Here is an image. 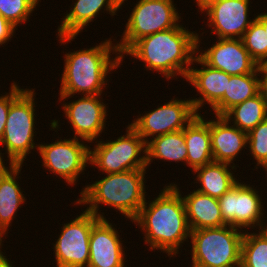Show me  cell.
Listing matches in <instances>:
<instances>
[{"label":"cell","mask_w":267,"mask_h":267,"mask_svg":"<svg viewBox=\"0 0 267 267\" xmlns=\"http://www.w3.org/2000/svg\"><path fill=\"white\" fill-rule=\"evenodd\" d=\"M40 0H0V15L15 28L29 21Z\"/></svg>","instance_id":"f1b7e54d"},{"label":"cell","mask_w":267,"mask_h":267,"mask_svg":"<svg viewBox=\"0 0 267 267\" xmlns=\"http://www.w3.org/2000/svg\"><path fill=\"white\" fill-rule=\"evenodd\" d=\"M254 16L263 25L264 30H267V13L255 14Z\"/></svg>","instance_id":"e575fe53"},{"label":"cell","mask_w":267,"mask_h":267,"mask_svg":"<svg viewBox=\"0 0 267 267\" xmlns=\"http://www.w3.org/2000/svg\"><path fill=\"white\" fill-rule=\"evenodd\" d=\"M266 221H267V219H266ZM257 229H259V232L266 238V240H267V225H266V223H265V221L263 222H261V224H260V226H259V228H257Z\"/></svg>","instance_id":"d590c367"},{"label":"cell","mask_w":267,"mask_h":267,"mask_svg":"<svg viewBox=\"0 0 267 267\" xmlns=\"http://www.w3.org/2000/svg\"><path fill=\"white\" fill-rule=\"evenodd\" d=\"M16 30L17 28L0 15V46L4 47L3 44L9 43Z\"/></svg>","instance_id":"1f68e13d"},{"label":"cell","mask_w":267,"mask_h":267,"mask_svg":"<svg viewBox=\"0 0 267 267\" xmlns=\"http://www.w3.org/2000/svg\"><path fill=\"white\" fill-rule=\"evenodd\" d=\"M252 186L243 181L238 182L218 198L226 225L245 231L249 228L254 230L256 227L259 228L264 218H267L264 214L262 194L260 196L257 187Z\"/></svg>","instance_id":"7c38bea8"},{"label":"cell","mask_w":267,"mask_h":267,"mask_svg":"<svg viewBox=\"0 0 267 267\" xmlns=\"http://www.w3.org/2000/svg\"><path fill=\"white\" fill-rule=\"evenodd\" d=\"M174 182L165 185L154 200L145 201L131 221L141 228L149 250H160L170 256L179 254L191 230L188 225L182 193Z\"/></svg>","instance_id":"6da1fadb"},{"label":"cell","mask_w":267,"mask_h":267,"mask_svg":"<svg viewBox=\"0 0 267 267\" xmlns=\"http://www.w3.org/2000/svg\"><path fill=\"white\" fill-rule=\"evenodd\" d=\"M105 39L93 47L66 52L65 56H62L64 69L58 99L68 101L80 93L81 96L102 95L106 85H109L108 74L123 65L116 43H112L111 38ZM113 54L116 55L114 58Z\"/></svg>","instance_id":"3957f363"},{"label":"cell","mask_w":267,"mask_h":267,"mask_svg":"<svg viewBox=\"0 0 267 267\" xmlns=\"http://www.w3.org/2000/svg\"><path fill=\"white\" fill-rule=\"evenodd\" d=\"M193 62L201 64V68L191 66L186 81L202 96L191 97L194 109L200 114L199 109H202L204 104L207 103L212 108L223 97L227 87V73L210 67L197 54Z\"/></svg>","instance_id":"ac0fdd59"},{"label":"cell","mask_w":267,"mask_h":267,"mask_svg":"<svg viewBox=\"0 0 267 267\" xmlns=\"http://www.w3.org/2000/svg\"><path fill=\"white\" fill-rule=\"evenodd\" d=\"M182 198L191 231L226 225L223 221L218 198L202 194L195 189L187 195H182Z\"/></svg>","instance_id":"7402d4cb"},{"label":"cell","mask_w":267,"mask_h":267,"mask_svg":"<svg viewBox=\"0 0 267 267\" xmlns=\"http://www.w3.org/2000/svg\"><path fill=\"white\" fill-rule=\"evenodd\" d=\"M101 95H84L73 102H65L61 105L66 119L75 134L73 137L91 143L104 133L107 119L108 104L104 103ZM103 101V102H102ZM65 102V103H64ZM78 136V137H77Z\"/></svg>","instance_id":"4fadbf2b"},{"label":"cell","mask_w":267,"mask_h":267,"mask_svg":"<svg viewBox=\"0 0 267 267\" xmlns=\"http://www.w3.org/2000/svg\"><path fill=\"white\" fill-rule=\"evenodd\" d=\"M241 39L249 55L263 65L267 61V30L263 25L255 18Z\"/></svg>","instance_id":"83f0119b"},{"label":"cell","mask_w":267,"mask_h":267,"mask_svg":"<svg viewBox=\"0 0 267 267\" xmlns=\"http://www.w3.org/2000/svg\"><path fill=\"white\" fill-rule=\"evenodd\" d=\"M241 267H267V240L258 231L244 230L241 244Z\"/></svg>","instance_id":"4316f807"},{"label":"cell","mask_w":267,"mask_h":267,"mask_svg":"<svg viewBox=\"0 0 267 267\" xmlns=\"http://www.w3.org/2000/svg\"><path fill=\"white\" fill-rule=\"evenodd\" d=\"M259 94L267 109V70L262 65L259 66Z\"/></svg>","instance_id":"d6a6232c"},{"label":"cell","mask_w":267,"mask_h":267,"mask_svg":"<svg viewBox=\"0 0 267 267\" xmlns=\"http://www.w3.org/2000/svg\"><path fill=\"white\" fill-rule=\"evenodd\" d=\"M82 212L62 224L61 233L53 245L56 267H88L91 230L100 219L87 210Z\"/></svg>","instance_id":"30bf717a"},{"label":"cell","mask_w":267,"mask_h":267,"mask_svg":"<svg viewBox=\"0 0 267 267\" xmlns=\"http://www.w3.org/2000/svg\"><path fill=\"white\" fill-rule=\"evenodd\" d=\"M196 5L198 6V9L201 10L203 7H205L209 2L213 0H195Z\"/></svg>","instance_id":"8d00e7d4"},{"label":"cell","mask_w":267,"mask_h":267,"mask_svg":"<svg viewBox=\"0 0 267 267\" xmlns=\"http://www.w3.org/2000/svg\"><path fill=\"white\" fill-rule=\"evenodd\" d=\"M120 1V7H122V5H124L125 6V1H128V0H119Z\"/></svg>","instance_id":"ab89813d"},{"label":"cell","mask_w":267,"mask_h":267,"mask_svg":"<svg viewBox=\"0 0 267 267\" xmlns=\"http://www.w3.org/2000/svg\"><path fill=\"white\" fill-rule=\"evenodd\" d=\"M200 37L197 34L196 54L210 67L224 71L230 76L259 73V65L249 55L242 39L217 38L213 46L202 50L200 47L202 40L200 39L203 37Z\"/></svg>","instance_id":"9a60e30c"},{"label":"cell","mask_w":267,"mask_h":267,"mask_svg":"<svg viewBox=\"0 0 267 267\" xmlns=\"http://www.w3.org/2000/svg\"><path fill=\"white\" fill-rule=\"evenodd\" d=\"M119 0H76L66 12L57 28V37L61 45L73 41L89 23L94 22L103 12L112 17L120 10ZM109 12V13H108ZM96 18V19H94Z\"/></svg>","instance_id":"e0dca14e"},{"label":"cell","mask_w":267,"mask_h":267,"mask_svg":"<svg viewBox=\"0 0 267 267\" xmlns=\"http://www.w3.org/2000/svg\"><path fill=\"white\" fill-rule=\"evenodd\" d=\"M146 170L134 169L119 173H109L101 180L85 185L80 192V198H77L73 204L75 206L78 204V206H84L86 204L87 208L85 210L93 213L99 219H106L99 207L108 205L132 221L147 198L145 186Z\"/></svg>","instance_id":"277c9868"},{"label":"cell","mask_w":267,"mask_h":267,"mask_svg":"<svg viewBox=\"0 0 267 267\" xmlns=\"http://www.w3.org/2000/svg\"><path fill=\"white\" fill-rule=\"evenodd\" d=\"M91 143H94V147L90 148L89 164L103 174L148 168L146 142L129 124L126 134L116 140H96Z\"/></svg>","instance_id":"52a82bcc"},{"label":"cell","mask_w":267,"mask_h":267,"mask_svg":"<svg viewBox=\"0 0 267 267\" xmlns=\"http://www.w3.org/2000/svg\"><path fill=\"white\" fill-rule=\"evenodd\" d=\"M243 235L244 230L230 225L191 231V267L240 266Z\"/></svg>","instance_id":"8992f818"},{"label":"cell","mask_w":267,"mask_h":267,"mask_svg":"<svg viewBox=\"0 0 267 267\" xmlns=\"http://www.w3.org/2000/svg\"><path fill=\"white\" fill-rule=\"evenodd\" d=\"M174 0H139L129 14L120 41L115 42L122 56L137 40L176 27L181 16Z\"/></svg>","instance_id":"ba28073f"},{"label":"cell","mask_w":267,"mask_h":267,"mask_svg":"<svg viewBox=\"0 0 267 267\" xmlns=\"http://www.w3.org/2000/svg\"><path fill=\"white\" fill-rule=\"evenodd\" d=\"M236 167L229 163L213 161L195 169L192 171L195 174L197 173L194 184L199 183L200 186L198 189L195 188L196 191L211 197L220 198L225 192L241 181L233 173L234 170H237Z\"/></svg>","instance_id":"603a6c76"},{"label":"cell","mask_w":267,"mask_h":267,"mask_svg":"<svg viewBox=\"0 0 267 267\" xmlns=\"http://www.w3.org/2000/svg\"><path fill=\"white\" fill-rule=\"evenodd\" d=\"M210 120L211 150L215 162L233 164L239 153L247 149V133L232 125L225 117ZM230 124V125H229Z\"/></svg>","instance_id":"d6986e66"},{"label":"cell","mask_w":267,"mask_h":267,"mask_svg":"<svg viewBox=\"0 0 267 267\" xmlns=\"http://www.w3.org/2000/svg\"><path fill=\"white\" fill-rule=\"evenodd\" d=\"M23 165H11L0 177V235L5 238L8 236L9 227L17 211L26 202L25 194L19 186V175Z\"/></svg>","instance_id":"ffe728a7"},{"label":"cell","mask_w":267,"mask_h":267,"mask_svg":"<svg viewBox=\"0 0 267 267\" xmlns=\"http://www.w3.org/2000/svg\"><path fill=\"white\" fill-rule=\"evenodd\" d=\"M259 73L230 76L223 97L211 108L214 115L223 116L233 106L259 94Z\"/></svg>","instance_id":"cb8c5ba5"},{"label":"cell","mask_w":267,"mask_h":267,"mask_svg":"<svg viewBox=\"0 0 267 267\" xmlns=\"http://www.w3.org/2000/svg\"><path fill=\"white\" fill-rule=\"evenodd\" d=\"M23 90L17 82L13 81L10 86V92L0 96V141L3 137L10 104Z\"/></svg>","instance_id":"4dcf8cb0"},{"label":"cell","mask_w":267,"mask_h":267,"mask_svg":"<svg viewBox=\"0 0 267 267\" xmlns=\"http://www.w3.org/2000/svg\"><path fill=\"white\" fill-rule=\"evenodd\" d=\"M86 142L75 137L57 139L49 144L40 142L37 152L42 159V166L73 187L80 174H85L90 162V146Z\"/></svg>","instance_id":"9c48e42d"},{"label":"cell","mask_w":267,"mask_h":267,"mask_svg":"<svg viewBox=\"0 0 267 267\" xmlns=\"http://www.w3.org/2000/svg\"><path fill=\"white\" fill-rule=\"evenodd\" d=\"M35 89L27 87L11 102L7 115L3 137L0 141L4 145L5 153L0 151L4 160L7 154L8 165H22L27 155L33 150H38L39 144L34 141L35 132ZM31 150V151H30ZM3 154V155H2Z\"/></svg>","instance_id":"5b68a950"},{"label":"cell","mask_w":267,"mask_h":267,"mask_svg":"<svg viewBox=\"0 0 267 267\" xmlns=\"http://www.w3.org/2000/svg\"><path fill=\"white\" fill-rule=\"evenodd\" d=\"M192 100L173 98L129 124L147 143L151 137L183 130L197 115ZM149 137V138H148Z\"/></svg>","instance_id":"8fae6325"},{"label":"cell","mask_w":267,"mask_h":267,"mask_svg":"<svg viewBox=\"0 0 267 267\" xmlns=\"http://www.w3.org/2000/svg\"><path fill=\"white\" fill-rule=\"evenodd\" d=\"M4 255L5 252L3 253V251L0 250V267H14V265L12 264L13 262H11V259L8 260V257Z\"/></svg>","instance_id":"836d02e7"},{"label":"cell","mask_w":267,"mask_h":267,"mask_svg":"<svg viewBox=\"0 0 267 267\" xmlns=\"http://www.w3.org/2000/svg\"><path fill=\"white\" fill-rule=\"evenodd\" d=\"M263 169H264L265 172H266V175H265V176H266V178H267V166H264Z\"/></svg>","instance_id":"b9f144b4"},{"label":"cell","mask_w":267,"mask_h":267,"mask_svg":"<svg viewBox=\"0 0 267 267\" xmlns=\"http://www.w3.org/2000/svg\"><path fill=\"white\" fill-rule=\"evenodd\" d=\"M147 167L155 159L187 165V147L185 144L184 129L151 138L146 143Z\"/></svg>","instance_id":"d4e9b609"},{"label":"cell","mask_w":267,"mask_h":267,"mask_svg":"<svg viewBox=\"0 0 267 267\" xmlns=\"http://www.w3.org/2000/svg\"><path fill=\"white\" fill-rule=\"evenodd\" d=\"M205 119V120H204ZM200 113L184 128L187 147V166L191 171L213 162L210 120Z\"/></svg>","instance_id":"44dd1931"},{"label":"cell","mask_w":267,"mask_h":267,"mask_svg":"<svg viewBox=\"0 0 267 267\" xmlns=\"http://www.w3.org/2000/svg\"><path fill=\"white\" fill-rule=\"evenodd\" d=\"M3 239H4V238L0 235V250H1L2 247H3V243H2V242H4Z\"/></svg>","instance_id":"f35d334b"},{"label":"cell","mask_w":267,"mask_h":267,"mask_svg":"<svg viewBox=\"0 0 267 267\" xmlns=\"http://www.w3.org/2000/svg\"><path fill=\"white\" fill-rule=\"evenodd\" d=\"M186 28L179 23L137 40L121 56V61L131 56L144 62L146 70L162 74L167 81L175 77L177 80V75L186 80L197 53V33Z\"/></svg>","instance_id":"7a4b0ae2"},{"label":"cell","mask_w":267,"mask_h":267,"mask_svg":"<svg viewBox=\"0 0 267 267\" xmlns=\"http://www.w3.org/2000/svg\"><path fill=\"white\" fill-rule=\"evenodd\" d=\"M262 66L267 70V61Z\"/></svg>","instance_id":"60d3db41"},{"label":"cell","mask_w":267,"mask_h":267,"mask_svg":"<svg viewBox=\"0 0 267 267\" xmlns=\"http://www.w3.org/2000/svg\"><path fill=\"white\" fill-rule=\"evenodd\" d=\"M10 166L11 165L6 167L5 166V160H3L2 157L0 156V177Z\"/></svg>","instance_id":"74e56055"},{"label":"cell","mask_w":267,"mask_h":267,"mask_svg":"<svg viewBox=\"0 0 267 267\" xmlns=\"http://www.w3.org/2000/svg\"><path fill=\"white\" fill-rule=\"evenodd\" d=\"M250 0H213L200 11L205 13L210 35L216 38L241 39L255 18L250 19ZM209 22V23H208Z\"/></svg>","instance_id":"5bb4252c"},{"label":"cell","mask_w":267,"mask_h":267,"mask_svg":"<svg viewBox=\"0 0 267 267\" xmlns=\"http://www.w3.org/2000/svg\"><path fill=\"white\" fill-rule=\"evenodd\" d=\"M247 146L249 154L256 161L253 170L267 166V118L247 134Z\"/></svg>","instance_id":"f546056e"},{"label":"cell","mask_w":267,"mask_h":267,"mask_svg":"<svg viewBox=\"0 0 267 267\" xmlns=\"http://www.w3.org/2000/svg\"><path fill=\"white\" fill-rule=\"evenodd\" d=\"M118 231L107 219H100L92 227L88 267H127L125 248Z\"/></svg>","instance_id":"2e32d148"},{"label":"cell","mask_w":267,"mask_h":267,"mask_svg":"<svg viewBox=\"0 0 267 267\" xmlns=\"http://www.w3.org/2000/svg\"><path fill=\"white\" fill-rule=\"evenodd\" d=\"M231 124L249 133L267 118V109L260 94L230 108L224 115Z\"/></svg>","instance_id":"484cf974"}]
</instances>
